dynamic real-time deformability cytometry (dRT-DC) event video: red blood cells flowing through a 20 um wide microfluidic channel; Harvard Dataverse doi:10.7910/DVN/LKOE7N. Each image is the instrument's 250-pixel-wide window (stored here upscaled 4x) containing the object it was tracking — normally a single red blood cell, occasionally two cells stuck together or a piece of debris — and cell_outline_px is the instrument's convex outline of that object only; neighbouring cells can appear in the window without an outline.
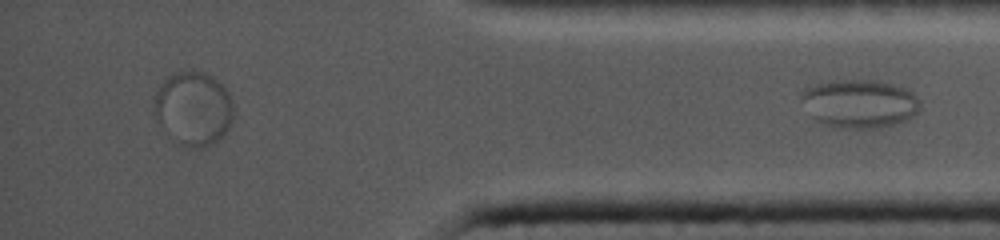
{"species": "common noctule bat (a hibernating species)", "species_latin": "Nyctalus noctula", "temperature_condition": "cold", "stored_images_in_passage": 30, "segment_of_instrument_passage": [2, 2], "camera_frame_rate_fps": 5000, "um_per_image_px": 0.085, "animal": {"sex": "female", "body_mass_g": 19.0, "forearm_length_mm": 56.7}, "frame": {"image": 1, "passage_image": 30, "time_ms": 11.2, "image_size_px": [1000, 240], "cell_outline_px": [[920, 108], [916, 116], [908, 120], [896, 124], [876, 128], [832, 128], [816, 120], [812, 116], [800, 96], [800, 92], [816, 84], [828, 80], [876, 80], [892, 84], [904, 88], [912, 92], [920, 100]], "centroid_in_image_um": [73.1, 8.81], "position_along_channel_um": 362.1, "area_um2": 33.76}}